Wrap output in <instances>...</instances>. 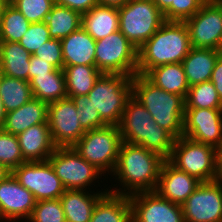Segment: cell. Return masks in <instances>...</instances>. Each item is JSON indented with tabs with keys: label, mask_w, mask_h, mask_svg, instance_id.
<instances>
[{
	"label": "cell",
	"mask_w": 222,
	"mask_h": 222,
	"mask_svg": "<svg viewBox=\"0 0 222 222\" xmlns=\"http://www.w3.org/2000/svg\"><path fill=\"white\" fill-rule=\"evenodd\" d=\"M164 161L163 157L140 145L122 142L112 174L120 182L121 187L125 188L106 189L108 192L126 196L138 192L155 191Z\"/></svg>",
	"instance_id": "cell-1"
},
{
	"label": "cell",
	"mask_w": 222,
	"mask_h": 222,
	"mask_svg": "<svg viewBox=\"0 0 222 222\" xmlns=\"http://www.w3.org/2000/svg\"><path fill=\"white\" fill-rule=\"evenodd\" d=\"M191 48L185 23L165 21L138 49L137 74L146 75L155 67L182 63Z\"/></svg>",
	"instance_id": "cell-2"
},
{
	"label": "cell",
	"mask_w": 222,
	"mask_h": 222,
	"mask_svg": "<svg viewBox=\"0 0 222 222\" xmlns=\"http://www.w3.org/2000/svg\"><path fill=\"white\" fill-rule=\"evenodd\" d=\"M122 142L140 145L165 160L171 155L176 138L160 127L148 110L131 96L119 124Z\"/></svg>",
	"instance_id": "cell-3"
},
{
	"label": "cell",
	"mask_w": 222,
	"mask_h": 222,
	"mask_svg": "<svg viewBox=\"0 0 222 222\" xmlns=\"http://www.w3.org/2000/svg\"><path fill=\"white\" fill-rule=\"evenodd\" d=\"M132 96L160 127L176 139L183 135L185 100L182 96L162 90L142 74L132 77Z\"/></svg>",
	"instance_id": "cell-4"
},
{
	"label": "cell",
	"mask_w": 222,
	"mask_h": 222,
	"mask_svg": "<svg viewBox=\"0 0 222 222\" xmlns=\"http://www.w3.org/2000/svg\"><path fill=\"white\" fill-rule=\"evenodd\" d=\"M132 96V77L104 74L88 93L89 100L106 125L119 126L127 100Z\"/></svg>",
	"instance_id": "cell-5"
},
{
	"label": "cell",
	"mask_w": 222,
	"mask_h": 222,
	"mask_svg": "<svg viewBox=\"0 0 222 222\" xmlns=\"http://www.w3.org/2000/svg\"><path fill=\"white\" fill-rule=\"evenodd\" d=\"M168 161L201 182L218 180L217 148L181 136L175 140Z\"/></svg>",
	"instance_id": "cell-6"
},
{
	"label": "cell",
	"mask_w": 222,
	"mask_h": 222,
	"mask_svg": "<svg viewBox=\"0 0 222 222\" xmlns=\"http://www.w3.org/2000/svg\"><path fill=\"white\" fill-rule=\"evenodd\" d=\"M119 30L139 49L165 22L153 0H130L118 7Z\"/></svg>",
	"instance_id": "cell-7"
},
{
	"label": "cell",
	"mask_w": 222,
	"mask_h": 222,
	"mask_svg": "<svg viewBox=\"0 0 222 222\" xmlns=\"http://www.w3.org/2000/svg\"><path fill=\"white\" fill-rule=\"evenodd\" d=\"M121 143L119 126L106 125L86 131L73 148L104 175L115 170Z\"/></svg>",
	"instance_id": "cell-8"
},
{
	"label": "cell",
	"mask_w": 222,
	"mask_h": 222,
	"mask_svg": "<svg viewBox=\"0 0 222 222\" xmlns=\"http://www.w3.org/2000/svg\"><path fill=\"white\" fill-rule=\"evenodd\" d=\"M138 49L120 31L96 41L95 67L104 74H137Z\"/></svg>",
	"instance_id": "cell-9"
},
{
	"label": "cell",
	"mask_w": 222,
	"mask_h": 222,
	"mask_svg": "<svg viewBox=\"0 0 222 222\" xmlns=\"http://www.w3.org/2000/svg\"><path fill=\"white\" fill-rule=\"evenodd\" d=\"M48 161L66 190H87V186L89 188L103 174L83 159L73 147L56 148Z\"/></svg>",
	"instance_id": "cell-10"
},
{
	"label": "cell",
	"mask_w": 222,
	"mask_h": 222,
	"mask_svg": "<svg viewBox=\"0 0 222 222\" xmlns=\"http://www.w3.org/2000/svg\"><path fill=\"white\" fill-rule=\"evenodd\" d=\"M187 26L190 44L193 48L221 51L222 42V2L211 0L191 18L184 21Z\"/></svg>",
	"instance_id": "cell-11"
},
{
	"label": "cell",
	"mask_w": 222,
	"mask_h": 222,
	"mask_svg": "<svg viewBox=\"0 0 222 222\" xmlns=\"http://www.w3.org/2000/svg\"><path fill=\"white\" fill-rule=\"evenodd\" d=\"M12 174L36 201L60 198L66 190L48 160L27 161L15 168Z\"/></svg>",
	"instance_id": "cell-12"
},
{
	"label": "cell",
	"mask_w": 222,
	"mask_h": 222,
	"mask_svg": "<svg viewBox=\"0 0 222 222\" xmlns=\"http://www.w3.org/2000/svg\"><path fill=\"white\" fill-rule=\"evenodd\" d=\"M48 124L56 148L73 147L86 133L81 127L72 98L48 103Z\"/></svg>",
	"instance_id": "cell-13"
},
{
	"label": "cell",
	"mask_w": 222,
	"mask_h": 222,
	"mask_svg": "<svg viewBox=\"0 0 222 222\" xmlns=\"http://www.w3.org/2000/svg\"><path fill=\"white\" fill-rule=\"evenodd\" d=\"M181 206L185 222H222V180L201 182Z\"/></svg>",
	"instance_id": "cell-14"
},
{
	"label": "cell",
	"mask_w": 222,
	"mask_h": 222,
	"mask_svg": "<svg viewBox=\"0 0 222 222\" xmlns=\"http://www.w3.org/2000/svg\"><path fill=\"white\" fill-rule=\"evenodd\" d=\"M132 222H185L182 206L161 197L156 191L129 196Z\"/></svg>",
	"instance_id": "cell-15"
},
{
	"label": "cell",
	"mask_w": 222,
	"mask_h": 222,
	"mask_svg": "<svg viewBox=\"0 0 222 222\" xmlns=\"http://www.w3.org/2000/svg\"><path fill=\"white\" fill-rule=\"evenodd\" d=\"M218 148L222 144V109H185L183 135Z\"/></svg>",
	"instance_id": "cell-16"
},
{
	"label": "cell",
	"mask_w": 222,
	"mask_h": 222,
	"mask_svg": "<svg viewBox=\"0 0 222 222\" xmlns=\"http://www.w3.org/2000/svg\"><path fill=\"white\" fill-rule=\"evenodd\" d=\"M36 202L34 195L23 187L12 173L0 182L1 221L14 220L15 222V220L23 218L28 221Z\"/></svg>",
	"instance_id": "cell-17"
},
{
	"label": "cell",
	"mask_w": 222,
	"mask_h": 222,
	"mask_svg": "<svg viewBox=\"0 0 222 222\" xmlns=\"http://www.w3.org/2000/svg\"><path fill=\"white\" fill-rule=\"evenodd\" d=\"M201 184L197 178L178 170L168 160L162 164L156 192L163 198L182 205Z\"/></svg>",
	"instance_id": "cell-18"
},
{
	"label": "cell",
	"mask_w": 222,
	"mask_h": 222,
	"mask_svg": "<svg viewBox=\"0 0 222 222\" xmlns=\"http://www.w3.org/2000/svg\"><path fill=\"white\" fill-rule=\"evenodd\" d=\"M37 124H48V103L33 97L18 109L6 113L2 129L18 136Z\"/></svg>",
	"instance_id": "cell-19"
},
{
	"label": "cell",
	"mask_w": 222,
	"mask_h": 222,
	"mask_svg": "<svg viewBox=\"0 0 222 222\" xmlns=\"http://www.w3.org/2000/svg\"><path fill=\"white\" fill-rule=\"evenodd\" d=\"M17 137L26 161H47L56 149L51 138L49 124L31 126Z\"/></svg>",
	"instance_id": "cell-20"
},
{
	"label": "cell",
	"mask_w": 222,
	"mask_h": 222,
	"mask_svg": "<svg viewBox=\"0 0 222 222\" xmlns=\"http://www.w3.org/2000/svg\"><path fill=\"white\" fill-rule=\"evenodd\" d=\"M64 67L71 65L95 66L96 40L82 27L61 40Z\"/></svg>",
	"instance_id": "cell-21"
},
{
	"label": "cell",
	"mask_w": 222,
	"mask_h": 222,
	"mask_svg": "<svg viewBox=\"0 0 222 222\" xmlns=\"http://www.w3.org/2000/svg\"><path fill=\"white\" fill-rule=\"evenodd\" d=\"M108 192L87 190H65L60 202L66 222H89L97 202Z\"/></svg>",
	"instance_id": "cell-22"
},
{
	"label": "cell",
	"mask_w": 222,
	"mask_h": 222,
	"mask_svg": "<svg viewBox=\"0 0 222 222\" xmlns=\"http://www.w3.org/2000/svg\"><path fill=\"white\" fill-rule=\"evenodd\" d=\"M81 27L96 41L118 31V7L98 3L81 15Z\"/></svg>",
	"instance_id": "cell-23"
},
{
	"label": "cell",
	"mask_w": 222,
	"mask_h": 222,
	"mask_svg": "<svg viewBox=\"0 0 222 222\" xmlns=\"http://www.w3.org/2000/svg\"><path fill=\"white\" fill-rule=\"evenodd\" d=\"M222 54L219 50L191 48L182 61L185 76L189 86L208 82L218 57Z\"/></svg>",
	"instance_id": "cell-24"
},
{
	"label": "cell",
	"mask_w": 222,
	"mask_h": 222,
	"mask_svg": "<svg viewBox=\"0 0 222 222\" xmlns=\"http://www.w3.org/2000/svg\"><path fill=\"white\" fill-rule=\"evenodd\" d=\"M89 222H132L129 196L107 192L97 202Z\"/></svg>",
	"instance_id": "cell-25"
},
{
	"label": "cell",
	"mask_w": 222,
	"mask_h": 222,
	"mask_svg": "<svg viewBox=\"0 0 222 222\" xmlns=\"http://www.w3.org/2000/svg\"><path fill=\"white\" fill-rule=\"evenodd\" d=\"M30 56L19 42L0 41L1 74L29 82Z\"/></svg>",
	"instance_id": "cell-26"
},
{
	"label": "cell",
	"mask_w": 222,
	"mask_h": 222,
	"mask_svg": "<svg viewBox=\"0 0 222 222\" xmlns=\"http://www.w3.org/2000/svg\"><path fill=\"white\" fill-rule=\"evenodd\" d=\"M145 76L162 90L180 95L184 99L190 87L182 63H171L155 67Z\"/></svg>",
	"instance_id": "cell-27"
},
{
	"label": "cell",
	"mask_w": 222,
	"mask_h": 222,
	"mask_svg": "<svg viewBox=\"0 0 222 222\" xmlns=\"http://www.w3.org/2000/svg\"><path fill=\"white\" fill-rule=\"evenodd\" d=\"M33 97L51 103L67 96L65 75L63 70L55 69L49 75H38L30 81Z\"/></svg>",
	"instance_id": "cell-28"
},
{
	"label": "cell",
	"mask_w": 222,
	"mask_h": 222,
	"mask_svg": "<svg viewBox=\"0 0 222 222\" xmlns=\"http://www.w3.org/2000/svg\"><path fill=\"white\" fill-rule=\"evenodd\" d=\"M67 96L88 95L95 81L102 74L97 67L88 65H71L63 68Z\"/></svg>",
	"instance_id": "cell-29"
},
{
	"label": "cell",
	"mask_w": 222,
	"mask_h": 222,
	"mask_svg": "<svg viewBox=\"0 0 222 222\" xmlns=\"http://www.w3.org/2000/svg\"><path fill=\"white\" fill-rule=\"evenodd\" d=\"M52 39L62 40L81 27V14L55 4L45 20Z\"/></svg>",
	"instance_id": "cell-30"
},
{
	"label": "cell",
	"mask_w": 222,
	"mask_h": 222,
	"mask_svg": "<svg viewBox=\"0 0 222 222\" xmlns=\"http://www.w3.org/2000/svg\"><path fill=\"white\" fill-rule=\"evenodd\" d=\"M0 97L6 113L16 110L33 98L30 83L6 75L0 76Z\"/></svg>",
	"instance_id": "cell-31"
},
{
	"label": "cell",
	"mask_w": 222,
	"mask_h": 222,
	"mask_svg": "<svg viewBox=\"0 0 222 222\" xmlns=\"http://www.w3.org/2000/svg\"><path fill=\"white\" fill-rule=\"evenodd\" d=\"M185 109H222V101L211 81L189 87Z\"/></svg>",
	"instance_id": "cell-32"
},
{
	"label": "cell",
	"mask_w": 222,
	"mask_h": 222,
	"mask_svg": "<svg viewBox=\"0 0 222 222\" xmlns=\"http://www.w3.org/2000/svg\"><path fill=\"white\" fill-rule=\"evenodd\" d=\"M31 23L12 4L5 7L0 27V41L19 42Z\"/></svg>",
	"instance_id": "cell-33"
},
{
	"label": "cell",
	"mask_w": 222,
	"mask_h": 222,
	"mask_svg": "<svg viewBox=\"0 0 222 222\" xmlns=\"http://www.w3.org/2000/svg\"><path fill=\"white\" fill-rule=\"evenodd\" d=\"M27 162L22 155L18 137L0 129V164L13 171Z\"/></svg>",
	"instance_id": "cell-34"
},
{
	"label": "cell",
	"mask_w": 222,
	"mask_h": 222,
	"mask_svg": "<svg viewBox=\"0 0 222 222\" xmlns=\"http://www.w3.org/2000/svg\"><path fill=\"white\" fill-rule=\"evenodd\" d=\"M30 23L43 22L55 5V0H11Z\"/></svg>",
	"instance_id": "cell-35"
},
{
	"label": "cell",
	"mask_w": 222,
	"mask_h": 222,
	"mask_svg": "<svg viewBox=\"0 0 222 222\" xmlns=\"http://www.w3.org/2000/svg\"><path fill=\"white\" fill-rule=\"evenodd\" d=\"M72 100L76 105L80 125L85 131L106 126L88 95L74 96Z\"/></svg>",
	"instance_id": "cell-36"
},
{
	"label": "cell",
	"mask_w": 222,
	"mask_h": 222,
	"mask_svg": "<svg viewBox=\"0 0 222 222\" xmlns=\"http://www.w3.org/2000/svg\"><path fill=\"white\" fill-rule=\"evenodd\" d=\"M28 222H66L60 199L36 202Z\"/></svg>",
	"instance_id": "cell-37"
},
{
	"label": "cell",
	"mask_w": 222,
	"mask_h": 222,
	"mask_svg": "<svg viewBox=\"0 0 222 222\" xmlns=\"http://www.w3.org/2000/svg\"><path fill=\"white\" fill-rule=\"evenodd\" d=\"M50 39L51 36L46 22H36L29 25L19 44L32 55Z\"/></svg>",
	"instance_id": "cell-38"
},
{
	"label": "cell",
	"mask_w": 222,
	"mask_h": 222,
	"mask_svg": "<svg viewBox=\"0 0 222 222\" xmlns=\"http://www.w3.org/2000/svg\"><path fill=\"white\" fill-rule=\"evenodd\" d=\"M203 3L200 0H174L163 13L165 21L184 22L198 12Z\"/></svg>",
	"instance_id": "cell-39"
},
{
	"label": "cell",
	"mask_w": 222,
	"mask_h": 222,
	"mask_svg": "<svg viewBox=\"0 0 222 222\" xmlns=\"http://www.w3.org/2000/svg\"><path fill=\"white\" fill-rule=\"evenodd\" d=\"M33 55L52 64L56 69L63 70L64 68L61 40L59 39L51 38L38 48Z\"/></svg>",
	"instance_id": "cell-40"
},
{
	"label": "cell",
	"mask_w": 222,
	"mask_h": 222,
	"mask_svg": "<svg viewBox=\"0 0 222 222\" xmlns=\"http://www.w3.org/2000/svg\"><path fill=\"white\" fill-rule=\"evenodd\" d=\"M56 68L33 54L30 56L29 81L38 75H49Z\"/></svg>",
	"instance_id": "cell-41"
},
{
	"label": "cell",
	"mask_w": 222,
	"mask_h": 222,
	"mask_svg": "<svg viewBox=\"0 0 222 222\" xmlns=\"http://www.w3.org/2000/svg\"><path fill=\"white\" fill-rule=\"evenodd\" d=\"M99 3L98 0H55V4L68 7L81 15Z\"/></svg>",
	"instance_id": "cell-42"
},
{
	"label": "cell",
	"mask_w": 222,
	"mask_h": 222,
	"mask_svg": "<svg viewBox=\"0 0 222 222\" xmlns=\"http://www.w3.org/2000/svg\"><path fill=\"white\" fill-rule=\"evenodd\" d=\"M210 81L214 84L218 96L222 101V54L215 63Z\"/></svg>",
	"instance_id": "cell-43"
},
{
	"label": "cell",
	"mask_w": 222,
	"mask_h": 222,
	"mask_svg": "<svg viewBox=\"0 0 222 222\" xmlns=\"http://www.w3.org/2000/svg\"><path fill=\"white\" fill-rule=\"evenodd\" d=\"M99 4L108 5L113 7H121L125 5L130 0H98Z\"/></svg>",
	"instance_id": "cell-44"
},
{
	"label": "cell",
	"mask_w": 222,
	"mask_h": 222,
	"mask_svg": "<svg viewBox=\"0 0 222 222\" xmlns=\"http://www.w3.org/2000/svg\"><path fill=\"white\" fill-rule=\"evenodd\" d=\"M154 3L157 5L159 10L164 13L170 6L172 1L174 0H153Z\"/></svg>",
	"instance_id": "cell-45"
},
{
	"label": "cell",
	"mask_w": 222,
	"mask_h": 222,
	"mask_svg": "<svg viewBox=\"0 0 222 222\" xmlns=\"http://www.w3.org/2000/svg\"><path fill=\"white\" fill-rule=\"evenodd\" d=\"M217 169L219 180H222V144L217 148Z\"/></svg>",
	"instance_id": "cell-46"
},
{
	"label": "cell",
	"mask_w": 222,
	"mask_h": 222,
	"mask_svg": "<svg viewBox=\"0 0 222 222\" xmlns=\"http://www.w3.org/2000/svg\"><path fill=\"white\" fill-rule=\"evenodd\" d=\"M12 171H10L6 166L0 164V182L5 180Z\"/></svg>",
	"instance_id": "cell-47"
},
{
	"label": "cell",
	"mask_w": 222,
	"mask_h": 222,
	"mask_svg": "<svg viewBox=\"0 0 222 222\" xmlns=\"http://www.w3.org/2000/svg\"><path fill=\"white\" fill-rule=\"evenodd\" d=\"M6 112L4 110L3 102L0 97V129L2 128L5 121Z\"/></svg>",
	"instance_id": "cell-48"
},
{
	"label": "cell",
	"mask_w": 222,
	"mask_h": 222,
	"mask_svg": "<svg viewBox=\"0 0 222 222\" xmlns=\"http://www.w3.org/2000/svg\"><path fill=\"white\" fill-rule=\"evenodd\" d=\"M9 1L8 0H0V27H1V20L3 16V12L5 7L8 5Z\"/></svg>",
	"instance_id": "cell-49"
},
{
	"label": "cell",
	"mask_w": 222,
	"mask_h": 222,
	"mask_svg": "<svg viewBox=\"0 0 222 222\" xmlns=\"http://www.w3.org/2000/svg\"><path fill=\"white\" fill-rule=\"evenodd\" d=\"M202 3H205V2H208V1H211V0H200Z\"/></svg>",
	"instance_id": "cell-50"
}]
</instances>
